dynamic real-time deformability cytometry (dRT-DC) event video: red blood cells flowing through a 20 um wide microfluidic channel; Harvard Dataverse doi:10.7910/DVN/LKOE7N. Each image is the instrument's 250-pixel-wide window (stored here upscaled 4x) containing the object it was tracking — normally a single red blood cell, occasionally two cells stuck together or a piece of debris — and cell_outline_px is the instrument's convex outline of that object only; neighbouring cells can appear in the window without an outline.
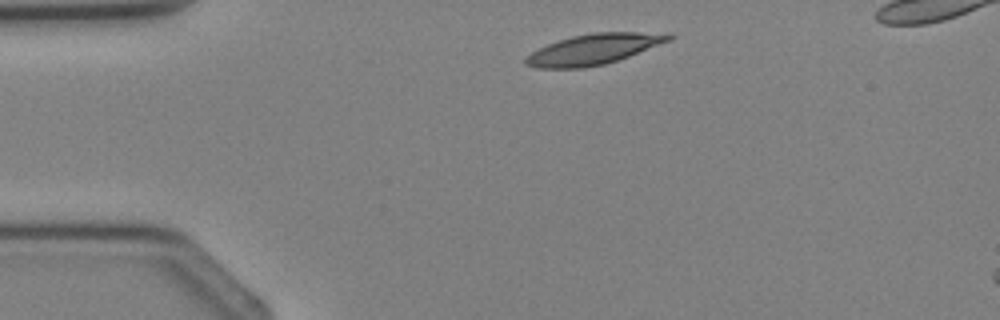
{"species": "Egyptian fruit bat (a non-hibernating species)", "species_latin": "Rousettus aegyptiacus", "temperature_condition": "cold", "stored_images_in_passage": 2, "camera_frame_rate_fps": 3000, "um_per_image_px": 0.085, "animal": {"sex": "female"}, "frame": {"image": 1, "passage_image": 1, "time_ms": 0.0, "image_size_px": [1000, 320], "cell_outline_px": [[676, 36], [672, 40], [628, 56], [604, 64], [584, 68], [536, 68], [524, 64], [524, 56], [548, 44], [572, 36], [596, 32], [672, 32]], "centroid_in_image_um": [50.51, 4.17], "position_along_channel_um": 34.5, "area_um2": 25.55}}